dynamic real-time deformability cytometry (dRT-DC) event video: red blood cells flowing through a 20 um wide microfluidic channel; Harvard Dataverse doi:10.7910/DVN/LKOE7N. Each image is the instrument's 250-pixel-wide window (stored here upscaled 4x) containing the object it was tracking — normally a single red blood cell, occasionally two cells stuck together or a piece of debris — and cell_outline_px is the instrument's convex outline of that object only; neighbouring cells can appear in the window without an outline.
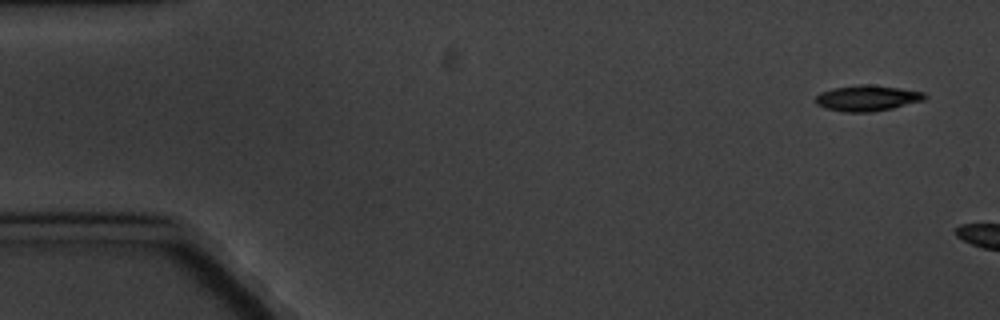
{"species": "common noctule bat (a hibernating species)", "species_latin": "Nyctalus noctula", "temperature_condition": "cold", "stored_images_in_passage": 3, "camera_frame_rate_fps": 3000, "um_per_image_px": 0.085, "animal": {"sex": "male", "body_mass_g": 20.1, "forearm_length_mm": 53.5}, "frame": {"image": 1, "passage_image": 1, "time_ms": 0.0, "image_size_px": [1000, 320], "cell_outline_px": [[928, 96], [924, 100], [892, 108], [872, 112], [844, 112], [824, 108], [816, 104], [816, 96], [820, 92], [832, 88], [860, 84], [864, 84], [896, 88], [924, 92]], "centroid_in_image_um": [73.68, 8.35], "position_along_channel_um": 11.3, "area_um2": 16.3}}